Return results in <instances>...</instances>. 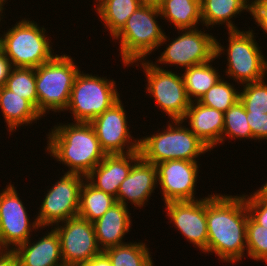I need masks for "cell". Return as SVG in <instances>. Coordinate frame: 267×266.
Segmentation results:
<instances>
[{"label":"cell","mask_w":267,"mask_h":266,"mask_svg":"<svg viewBox=\"0 0 267 266\" xmlns=\"http://www.w3.org/2000/svg\"><path fill=\"white\" fill-rule=\"evenodd\" d=\"M5 4L0 0V22H1V20H2V13H4L3 12V10L5 9L3 6H4Z\"/></svg>","instance_id":"obj_41"},{"label":"cell","mask_w":267,"mask_h":266,"mask_svg":"<svg viewBox=\"0 0 267 266\" xmlns=\"http://www.w3.org/2000/svg\"><path fill=\"white\" fill-rule=\"evenodd\" d=\"M129 212L128 206L116 202L101 218L93 222L97 244L102 251L127 243L123 238L132 225Z\"/></svg>","instance_id":"obj_21"},{"label":"cell","mask_w":267,"mask_h":266,"mask_svg":"<svg viewBox=\"0 0 267 266\" xmlns=\"http://www.w3.org/2000/svg\"><path fill=\"white\" fill-rule=\"evenodd\" d=\"M228 46L215 39V58L227 56L225 74L238 84L260 81L267 76V59L256 42L253 30L228 31ZM227 47V49L225 48ZM225 51V52H224ZM221 55V56H220Z\"/></svg>","instance_id":"obj_7"},{"label":"cell","mask_w":267,"mask_h":266,"mask_svg":"<svg viewBox=\"0 0 267 266\" xmlns=\"http://www.w3.org/2000/svg\"><path fill=\"white\" fill-rule=\"evenodd\" d=\"M198 161L167 160L156 164L158 184L164 203L195 201L199 175Z\"/></svg>","instance_id":"obj_15"},{"label":"cell","mask_w":267,"mask_h":266,"mask_svg":"<svg viewBox=\"0 0 267 266\" xmlns=\"http://www.w3.org/2000/svg\"><path fill=\"white\" fill-rule=\"evenodd\" d=\"M140 152L134 151L126 154H106L86 176V180L100 191L115 197L120 184L129 175L133 164L140 158Z\"/></svg>","instance_id":"obj_17"},{"label":"cell","mask_w":267,"mask_h":266,"mask_svg":"<svg viewBox=\"0 0 267 266\" xmlns=\"http://www.w3.org/2000/svg\"><path fill=\"white\" fill-rule=\"evenodd\" d=\"M43 27L34 20L22 18L0 34V50L12 67L37 68L56 55Z\"/></svg>","instance_id":"obj_4"},{"label":"cell","mask_w":267,"mask_h":266,"mask_svg":"<svg viewBox=\"0 0 267 266\" xmlns=\"http://www.w3.org/2000/svg\"><path fill=\"white\" fill-rule=\"evenodd\" d=\"M59 234L64 266L85 264L102 250L98 247L93 223L79 216L53 227Z\"/></svg>","instance_id":"obj_13"},{"label":"cell","mask_w":267,"mask_h":266,"mask_svg":"<svg viewBox=\"0 0 267 266\" xmlns=\"http://www.w3.org/2000/svg\"><path fill=\"white\" fill-rule=\"evenodd\" d=\"M47 136L45 151L67 166V173L86 177L106 155L89 122L54 125Z\"/></svg>","instance_id":"obj_2"},{"label":"cell","mask_w":267,"mask_h":266,"mask_svg":"<svg viewBox=\"0 0 267 266\" xmlns=\"http://www.w3.org/2000/svg\"><path fill=\"white\" fill-rule=\"evenodd\" d=\"M246 239L247 256L253 260L267 263V228L257 224L249 215Z\"/></svg>","instance_id":"obj_32"},{"label":"cell","mask_w":267,"mask_h":266,"mask_svg":"<svg viewBox=\"0 0 267 266\" xmlns=\"http://www.w3.org/2000/svg\"><path fill=\"white\" fill-rule=\"evenodd\" d=\"M265 79L247 83L240 90V101L246 112L267 113V83Z\"/></svg>","instance_id":"obj_33"},{"label":"cell","mask_w":267,"mask_h":266,"mask_svg":"<svg viewBox=\"0 0 267 266\" xmlns=\"http://www.w3.org/2000/svg\"><path fill=\"white\" fill-rule=\"evenodd\" d=\"M79 67L67 54H56L35 68L38 112L45 117L50 111L65 112Z\"/></svg>","instance_id":"obj_6"},{"label":"cell","mask_w":267,"mask_h":266,"mask_svg":"<svg viewBox=\"0 0 267 266\" xmlns=\"http://www.w3.org/2000/svg\"><path fill=\"white\" fill-rule=\"evenodd\" d=\"M158 183L157 168L142 157L132 166L126 179L120 184L117 192V202L128 206L131 202L134 207H145L149 197ZM127 201V202H126Z\"/></svg>","instance_id":"obj_18"},{"label":"cell","mask_w":267,"mask_h":266,"mask_svg":"<svg viewBox=\"0 0 267 266\" xmlns=\"http://www.w3.org/2000/svg\"><path fill=\"white\" fill-rule=\"evenodd\" d=\"M95 11L103 25L114 37L125 25L127 19L141 6L139 0H94Z\"/></svg>","instance_id":"obj_25"},{"label":"cell","mask_w":267,"mask_h":266,"mask_svg":"<svg viewBox=\"0 0 267 266\" xmlns=\"http://www.w3.org/2000/svg\"><path fill=\"white\" fill-rule=\"evenodd\" d=\"M78 266H112L111 261L107 255L102 251L99 255L95 256L85 264Z\"/></svg>","instance_id":"obj_39"},{"label":"cell","mask_w":267,"mask_h":266,"mask_svg":"<svg viewBox=\"0 0 267 266\" xmlns=\"http://www.w3.org/2000/svg\"><path fill=\"white\" fill-rule=\"evenodd\" d=\"M250 15L265 34L267 33V0L250 1ZM267 35V34H266Z\"/></svg>","instance_id":"obj_36"},{"label":"cell","mask_w":267,"mask_h":266,"mask_svg":"<svg viewBox=\"0 0 267 266\" xmlns=\"http://www.w3.org/2000/svg\"><path fill=\"white\" fill-rule=\"evenodd\" d=\"M139 62V63H138ZM135 65L143 68L146 76V92L156 101L158 108L170 117L171 120H182L190 106L181 73L164 70L159 64L151 60H140Z\"/></svg>","instance_id":"obj_9"},{"label":"cell","mask_w":267,"mask_h":266,"mask_svg":"<svg viewBox=\"0 0 267 266\" xmlns=\"http://www.w3.org/2000/svg\"><path fill=\"white\" fill-rule=\"evenodd\" d=\"M116 82L107 77L77 74L66 110L72 113L74 122H90L120 99Z\"/></svg>","instance_id":"obj_8"},{"label":"cell","mask_w":267,"mask_h":266,"mask_svg":"<svg viewBox=\"0 0 267 266\" xmlns=\"http://www.w3.org/2000/svg\"><path fill=\"white\" fill-rule=\"evenodd\" d=\"M39 239L33 243L29 239L13 250L18 258V266H64L56 230L52 227L48 234Z\"/></svg>","instance_id":"obj_20"},{"label":"cell","mask_w":267,"mask_h":266,"mask_svg":"<svg viewBox=\"0 0 267 266\" xmlns=\"http://www.w3.org/2000/svg\"><path fill=\"white\" fill-rule=\"evenodd\" d=\"M11 69H12V66H11L9 59L0 50V87L5 86Z\"/></svg>","instance_id":"obj_37"},{"label":"cell","mask_w":267,"mask_h":266,"mask_svg":"<svg viewBox=\"0 0 267 266\" xmlns=\"http://www.w3.org/2000/svg\"><path fill=\"white\" fill-rule=\"evenodd\" d=\"M115 203V197L96 189L85 179L80 189L78 216L93 223Z\"/></svg>","instance_id":"obj_27"},{"label":"cell","mask_w":267,"mask_h":266,"mask_svg":"<svg viewBox=\"0 0 267 266\" xmlns=\"http://www.w3.org/2000/svg\"><path fill=\"white\" fill-rule=\"evenodd\" d=\"M226 136L232 140H255L252 136L251 127L248 125L246 109L240 100L224 113L222 143L227 139Z\"/></svg>","instance_id":"obj_30"},{"label":"cell","mask_w":267,"mask_h":266,"mask_svg":"<svg viewBox=\"0 0 267 266\" xmlns=\"http://www.w3.org/2000/svg\"><path fill=\"white\" fill-rule=\"evenodd\" d=\"M5 87L28 100L38 111L35 68L12 67Z\"/></svg>","instance_id":"obj_29"},{"label":"cell","mask_w":267,"mask_h":266,"mask_svg":"<svg viewBox=\"0 0 267 266\" xmlns=\"http://www.w3.org/2000/svg\"><path fill=\"white\" fill-rule=\"evenodd\" d=\"M0 109L9 134L19 126H27L42 118L37 109L22 96L10 91L5 86L0 87ZM40 118V119H39Z\"/></svg>","instance_id":"obj_22"},{"label":"cell","mask_w":267,"mask_h":266,"mask_svg":"<svg viewBox=\"0 0 267 266\" xmlns=\"http://www.w3.org/2000/svg\"><path fill=\"white\" fill-rule=\"evenodd\" d=\"M249 216L259 225L267 228V195L260 189L248 196L243 194Z\"/></svg>","instance_id":"obj_34"},{"label":"cell","mask_w":267,"mask_h":266,"mask_svg":"<svg viewBox=\"0 0 267 266\" xmlns=\"http://www.w3.org/2000/svg\"><path fill=\"white\" fill-rule=\"evenodd\" d=\"M169 222L174 224L189 243L207 253L206 197L195 201H170L164 203Z\"/></svg>","instance_id":"obj_16"},{"label":"cell","mask_w":267,"mask_h":266,"mask_svg":"<svg viewBox=\"0 0 267 266\" xmlns=\"http://www.w3.org/2000/svg\"><path fill=\"white\" fill-rule=\"evenodd\" d=\"M166 129L153 135L139 138L140 156L152 163L158 164L167 160L197 161L200 155L211 150L183 125L182 120H172ZM182 124V125H181Z\"/></svg>","instance_id":"obj_5"},{"label":"cell","mask_w":267,"mask_h":266,"mask_svg":"<svg viewBox=\"0 0 267 266\" xmlns=\"http://www.w3.org/2000/svg\"><path fill=\"white\" fill-rule=\"evenodd\" d=\"M188 119V120H187ZM188 122L189 130L210 150L222 144L224 113L202 105L198 101L190 103L182 121Z\"/></svg>","instance_id":"obj_19"},{"label":"cell","mask_w":267,"mask_h":266,"mask_svg":"<svg viewBox=\"0 0 267 266\" xmlns=\"http://www.w3.org/2000/svg\"><path fill=\"white\" fill-rule=\"evenodd\" d=\"M234 87V84L221 78L198 100V102L204 106L225 113L232 105L240 100V91Z\"/></svg>","instance_id":"obj_31"},{"label":"cell","mask_w":267,"mask_h":266,"mask_svg":"<svg viewBox=\"0 0 267 266\" xmlns=\"http://www.w3.org/2000/svg\"><path fill=\"white\" fill-rule=\"evenodd\" d=\"M85 179L80 174L65 172L61 179L50 186L36 217L41 228L53 227L78 216L80 189Z\"/></svg>","instance_id":"obj_10"},{"label":"cell","mask_w":267,"mask_h":266,"mask_svg":"<svg viewBox=\"0 0 267 266\" xmlns=\"http://www.w3.org/2000/svg\"><path fill=\"white\" fill-rule=\"evenodd\" d=\"M159 15H161L159 9L141 5L112 38L120 40L119 54L122 65L134 66V62L147 59V55L169 42L167 41L170 40L169 36L156 20Z\"/></svg>","instance_id":"obj_3"},{"label":"cell","mask_w":267,"mask_h":266,"mask_svg":"<svg viewBox=\"0 0 267 266\" xmlns=\"http://www.w3.org/2000/svg\"><path fill=\"white\" fill-rule=\"evenodd\" d=\"M247 121L256 141L267 140V113L247 112Z\"/></svg>","instance_id":"obj_35"},{"label":"cell","mask_w":267,"mask_h":266,"mask_svg":"<svg viewBox=\"0 0 267 266\" xmlns=\"http://www.w3.org/2000/svg\"><path fill=\"white\" fill-rule=\"evenodd\" d=\"M260 190H262L266 195H267V181L265 182V184L259 188Z\"/></svg>","instance_id":"obj_42"},{"label":"cell","mask_w":267,"mask_h":266,"mask_svg":"<svg viewBox=\"0 0 267 266\" xmlns=\"http://www.w3.org/2000/svg\"><path fill=\"white\" fill-rule=\"evenodd\" d=\"M0 266H18V258L13 250H0Z\"/></svg>","instance_id":"obj_38"},{"label":"cell","mask_w":267,"mask_h":266,"mask_svg":"<svg viewBox=\"0 0 267 266\" xmlns=\"http://www.w3.org/2000/svg\"><path fill=\"white\" fill-rule=\"evenodd\" d=\"M140 4L147 7L159 9L164 0H139Z\"/></svg>","instance_id":"obj_40"},{"label":"cell","mask_w":267,"mask_h":266,"mask_svg":"<svg viewBox=\"0 0 267 266\" xmlns=\"http://www.w3.org/2000/svg\"><path fill=\"white\" fill-rule=\"evenodd\" d=\"M178 33L179 36L166 45L154 63L167 64L170 67L181 66L185 70L194 65L216 60V37L198 28L178 30Z\"/></svg>","instance_id":"obj_12"},{"label":"cell","mask_w":267,"mask_h":266,"mask_svg":"<svg viewBox=\"0 0 267 266\" xmlns=\"http://www.w3.org/2000/svg\"><path fill=\"white\" fill-rule=\"evenodd\" d=\"M0 192V250H14L31 238L34 229L42 228L36 218L30 222L14 184L10 182Z\"/></svg>","instance_id":"obj_11"},{"label":"cell","mask_w":267,"mask_h":266,"mask_svg":"<svg viewBox=\"0 0 267 266\" xmlns=\"http://www.w3.org/2000/svg\"><path fill=\"white\" fill-rule=\"evenodd\" d=\"M159 12V18L173 23L177 30L196 29L202 23L200 0H164Z\"/></svg>","instance_id":"obj_24"},{"label":"cell","mask_w":267,"mask_h":266,"mask_svg":"<svg viewBox=\"0 0 267 266\" xmlns=\"http://www.w3.org/2000/svg\"><path fill=\"white\" fill-rule=\"evenodd\" d=\"M121 102L122 100L119 99L89 122L95 131L101 149L106 154H126L139 151V138L135 139L130 134L126 110Z\"/></svg>","instance_id":"obj_14"},{"label":"cell","mask_w":267,"mask_h":266,"mask_svg":"<svg viewBox=\"0 0 267 266\" xmlns=\"http://www.w3.org/2000/svg\"><path fill=\"white\" fill-rule=\"evenodd\" d=\"M248 210L244 196L208 194L206 197L207 253L228 263L242 261L247 250Z\"/></svg>","instance_id":"obj_1"},{"label":"cell","mask_w":267,"mask_h":266,"mask_svg":"<svg viewBox=\"0 0 267 266\" xmlns=\"http://www.w3.org/2000/svg\"><path fill=\"white\" fill-rule=\"evenodd\" d=\"M251 0H200L202 25L207 28L226 25L227 31H238L231 18L250 12ZM235 24V25H234Z\"/></svg>","instance_id":"obj_23"},{"label":"cell","mask_w":267,"mask_h":266,"mask_svg":"<svg viewBox=\"0 0 267 266\" xmlns=\"http://www.w3.org/2000/svg\"><path fill=\"white\" fill-rule=\"evenodd\" d=\"M145 242H129L105 249L112 266H154Z\"/></svg>","instance_id":"obj_28"},{"label":"cell","mask_w":267,"mask_h":266,"mask_svg":"<svg viewBox=\"0 0 267 266\" xmlns=\"http://www.w3.org/2000/svg\"><path fill=\"white\" fill-rule=\"evenodd\" d=\"M214 60L194 65L181 74L188 98L191 102L198 101L222 77L219 70L211 64ZM195 98V99H194Z\"/></svg>","instance_id":"obj_26"}]
</instances>
